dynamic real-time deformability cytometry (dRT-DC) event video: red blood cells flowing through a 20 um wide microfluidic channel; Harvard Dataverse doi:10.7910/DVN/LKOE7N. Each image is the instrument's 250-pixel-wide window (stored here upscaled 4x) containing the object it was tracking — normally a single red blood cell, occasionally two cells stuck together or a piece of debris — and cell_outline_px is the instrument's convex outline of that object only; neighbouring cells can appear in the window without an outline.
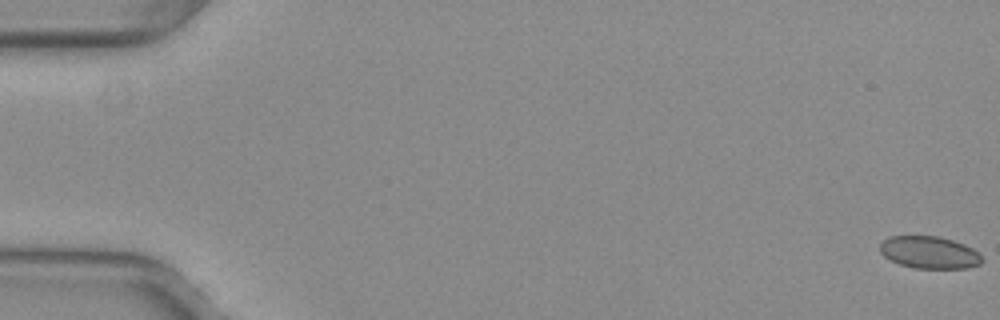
{"species": "common noctule bat (a hibernating species)", "species_latin": "Nyctalus noctula", "temperature_condition": "warm", "stored_images_in_passage": 53, "camera_frame_rate_fps": 3000, "um_per_image_px": 0.085, "animal": {"sex": "female", "body_mass_g": 29.2, "forearm_length_mm": 56.3}, "frame": {"image": 1, "passage_image": 1, "time_ms": 0.0, "image_size_px": [1000, 320], "cell_outline_px": [[984, 260], [980, 264], [968, 268], [912, 268], [900, 264], [884, 256], [880, 252], [880, 244], [888, 236], [940, 236], [964, 244], [972, 248]], "centroid_in_image_um": [78.99, 21.45], "position_along_channel_um": 6.0, "area_um2": 19.13}}
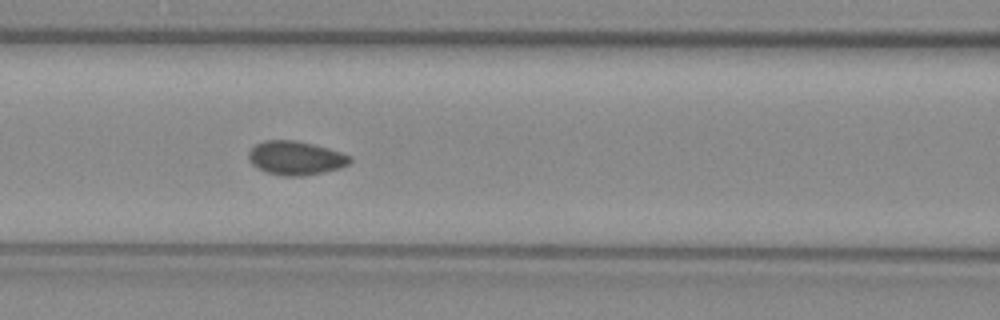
{"frame": {"image": 2, "passage_image": 24, "time_ms": 7.667, "image_size_px": [1000, 320], "cell_outline_px": [[352, 160], [348, 164], [340, 168], [324, 172], [304, 176], [284, 176], [268, 172], [256, 168], [248, 160], [248, 152], [256, 144], [264, 140], [296, 140], [328, 148], [352, 156]], "centroid_in_image_um": [25.12, 13.43], "position_along_channel_um": 141.5, "area_um2": 20.06}}
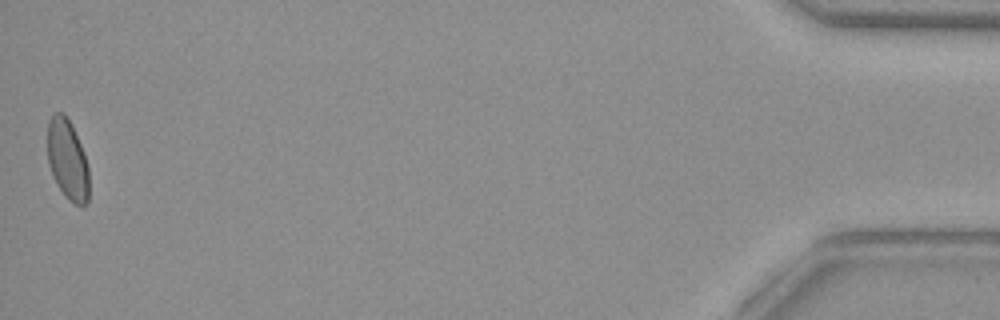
{"frame": {"image": 3, "passage_image": 53, "time_ms": 17.333, "image_size_px": [1000, 320], "cell_outline_px": [[88, 200], [84, 204], [76, 204], [68, 200], [56, 184], [48, 164], [48, 120], [56, 112], [64, 112], [80, 144], [88, 168]], "centroid_in_image_um": [5.71, 13.58], "position_along_channel_um": 429.5, "area_um2": 19.02}, "authors_computed_cell_mechanics": {"area_um2": 19.8254, "velocity_mm_per_s": 3.997, "shape_relaxation_time_tau1_ms": 6.6327, "shape_relaxation_time_tau2_ms": 0.9045, "deformation_change_tau1": 0.0806, "deformation_change_tau2": 0.0465}}